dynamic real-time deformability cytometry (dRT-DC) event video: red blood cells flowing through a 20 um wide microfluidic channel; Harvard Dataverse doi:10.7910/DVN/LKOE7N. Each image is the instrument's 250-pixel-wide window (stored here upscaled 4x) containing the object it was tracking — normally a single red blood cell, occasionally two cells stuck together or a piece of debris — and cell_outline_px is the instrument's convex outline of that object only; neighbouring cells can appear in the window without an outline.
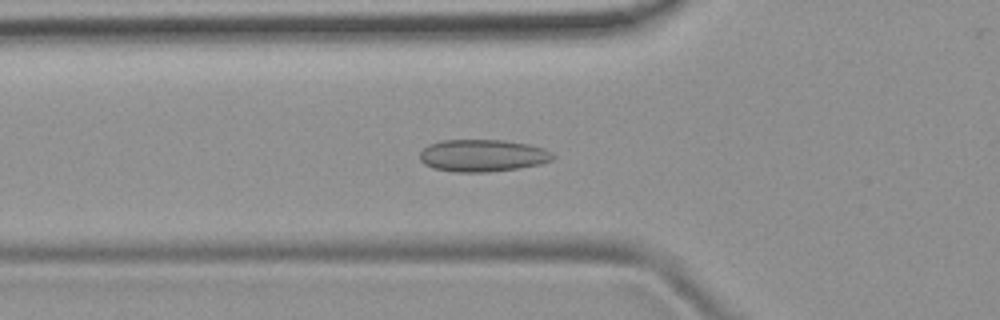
{"species": "common noctule bat (a hibernating species)", "species_latin": "Nyctalus noctula", "temperature_condition": "room temperature", "stored_images_in_passage": 52, "camera_frame_rate_fps": 3000, "um_per_image_px": 0.085, "animal": {"sex": "female", "body_mass_g": 19.9}, "frame": {"image": 1, "passage_image": 18, "time_ms": 5.667, "image_size_px": [1000, 320], "cell_outline_px": [[556, 156], [552, 160], [540, 164], [520, 168], [488, 172], [456, 172], [432, 168], [424, 164], [420, 160], [420, 152], [428, 144], [440, 140], [504, 140], [528, 144], [544, 148], [552, 152]], "centroid_in_image_um": [41.03, 13.22], "position_along_channel_um": 84.8, "area_um2": 25.2}}
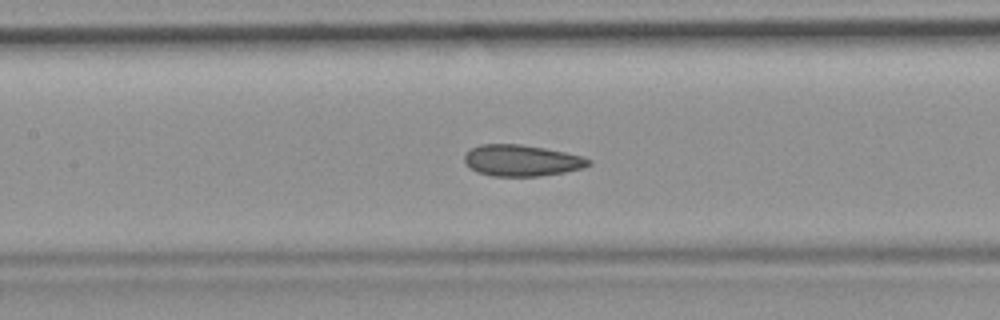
{"frame": {"image": 2, "passage_image": 24, "time_ms": 7.667, "image_size_px": [1000, 320], "cell_outline_px": [[592, 164], [584, 168], [564, 172], [540, 176], [492, 176], [476, 172], [468, 168], [464, 160], [464, 156], [472, 148], [480, 144], [520, 144], [544, 148], [564, 152], [580, 156], [592, 160]], "centroid_in_image_um": [44.33, 13.65], "position_along_channel_um": 163.1, "area_um2": 22.72}}
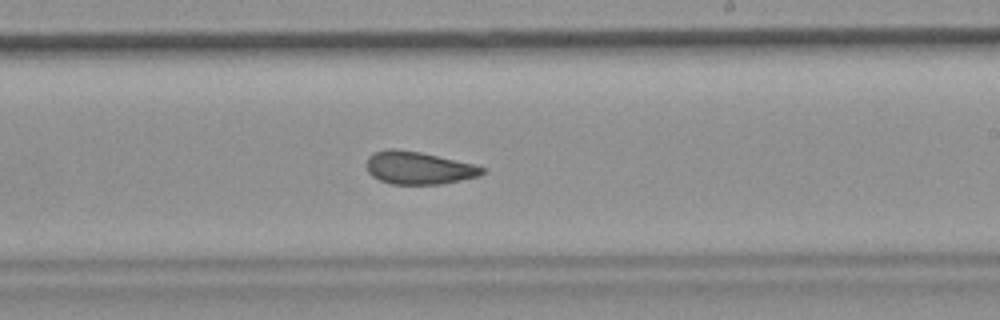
{"frame": {"image": 3, "passage_image": 31, "time_ms": 10.0, "image_size_px": [1000, 320], "cell_outline_px": [[484, 172], [480, 176], [440, 184], [392, 184], [380, 180], [372, 176], [368, 172], [368, 156], [372, 152], [388, 148], [396, 148], [420, 152], [476, 164], [484, 168]], "centroid_in_image_um": [35.58, 14.26], "position_along_channel_um": 253.4, "area_um2": 22.08}, "authors_computed_cell_mechanics": {"area_um2": 23.12, "velocity_mm_per_s": 3.8943, "shape_relaxation_time_tau1_ms": null, "shape_relaxation_time_tau2_ms": 1.9423, "deformation_change_tau1": null, "deformation_change_tau2": 0.087}}